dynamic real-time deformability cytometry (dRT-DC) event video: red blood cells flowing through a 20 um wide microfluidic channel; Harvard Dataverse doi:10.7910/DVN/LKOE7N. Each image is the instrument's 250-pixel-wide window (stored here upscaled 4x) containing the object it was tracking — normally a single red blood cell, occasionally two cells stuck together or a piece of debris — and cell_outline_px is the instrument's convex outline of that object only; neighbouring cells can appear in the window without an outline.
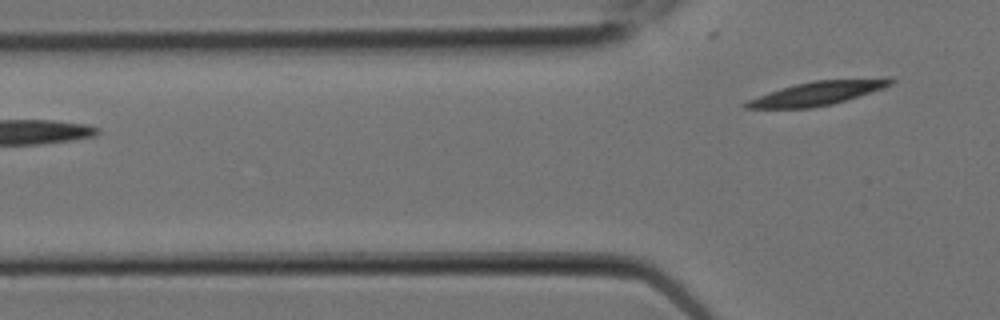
{"species": "Egyptian fruit bat (a non-hibernating species)", "species_latin": "Rousettus aegyptiacus", "temperature_condition": "room temperature", "stored_images_in_passage": 6, "segment_of_instrument_passage": [2, 2], "camera_frame_rate_fps": 3000, "um_per_image_px": 0.085, "animal": {"sex": "female"}, "frame": {"image": 1, "passage_image": 6, "time_ms": 1.667, "image_size_px": [1000, 320], "cell_outline_px": [[896, 80], [892, 84], [884, 88], [832, 104], [812, 108], [744, 108], [744, 104], [748, 100], [780, 88], [812, 80]], "centroid_in_image_um": [69.35, 7.96], "position_along_channel_um": 56.4, "area_um2": 19.13}}